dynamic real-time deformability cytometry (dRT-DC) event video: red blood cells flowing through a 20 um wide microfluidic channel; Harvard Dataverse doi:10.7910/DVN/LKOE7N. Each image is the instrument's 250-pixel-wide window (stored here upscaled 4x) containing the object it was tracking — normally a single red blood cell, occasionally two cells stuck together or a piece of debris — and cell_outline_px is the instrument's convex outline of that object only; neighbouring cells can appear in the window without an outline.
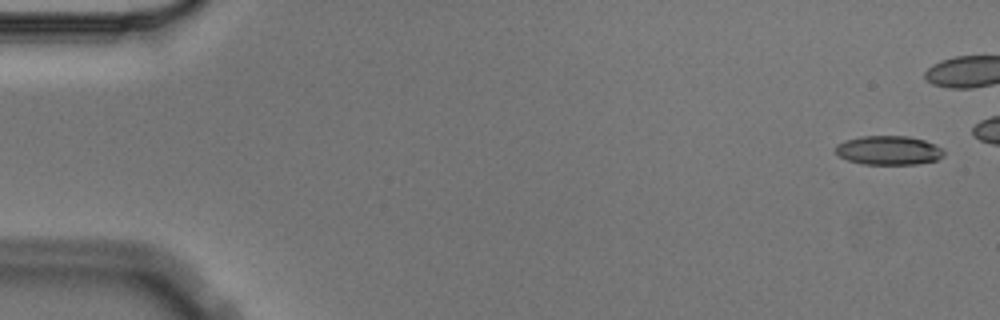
{"species": "Egyptian fruit bat (a non-hibernating species)", "species_latin": "Rousettus aegyptiacus", "temperature_condition": "cold", "stored_images_in_passage": 6, "camera_frame_rate_fps": 3000, "um_per_image_px": 0.085, "animal": {"sex": "male"}, "frame": {"image": 1, "passage_image": 1, "time_ms": 0.0, "image_size_px": [1000, 320], "cell_outline_px": [[944, 156], [936, 160], [916, 164], [864, 164], [848, 160], [840, 156], [836, 152], [836, 144], [844, 140], [860, 136], [908, 136], [924, 140], [940, 148], [944, 152]], "centroid_in_image_um": [75.51, 12.77], "position_along_channel_um": 9.5, "area_um2": 18.21}}
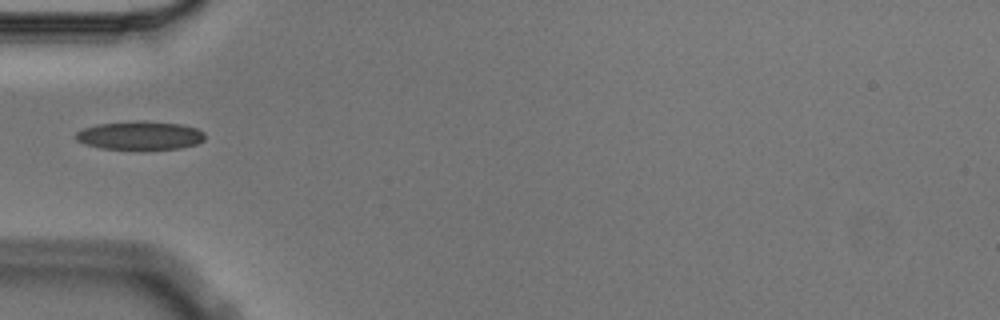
{"frame": {"image": 2, "passage_image": 6, "time_ms": 1.667, "image_size_px": [1000, 320], "cell_outline_px": [[204, 140], [196, 144], [180, 148], [100, 148], [84, 144], [76, 140], [76, 132], [84, 128], [96, 124], [136, 120], [140, 120], [180, 124], [196, 128], [204, 132]], "centroid_in_image_um": [11.88, 11.49], "position_along_channel_um": 73.1, "area_um2": 21.21}}